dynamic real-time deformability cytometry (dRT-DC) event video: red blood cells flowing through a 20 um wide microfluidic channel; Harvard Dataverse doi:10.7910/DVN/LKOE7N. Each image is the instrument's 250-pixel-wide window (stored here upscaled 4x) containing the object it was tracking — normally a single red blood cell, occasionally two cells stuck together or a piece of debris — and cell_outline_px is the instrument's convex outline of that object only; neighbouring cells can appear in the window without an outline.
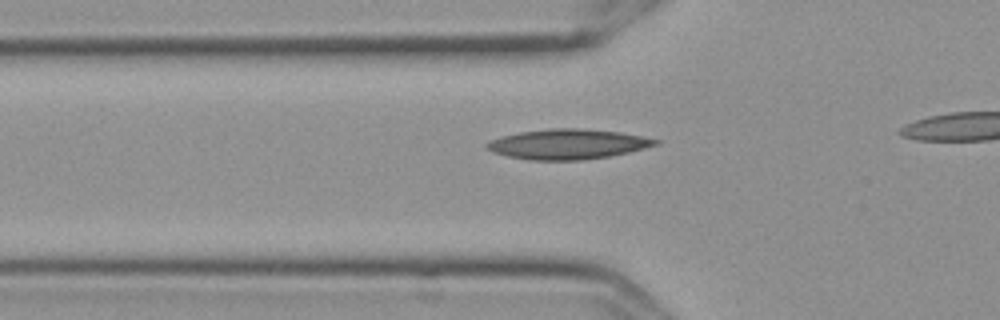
{"species": "Egyptian fruit bat (a non-hibernating species)", "species_latin": "Rousettus aegyptiacus", "temperature_condition": "cold", "stored_images_in_passage": 28, "camera_frame_rate_fps": 3000, "um_per_image_px": 0.085, "frame": {"image": 1, "passage_image": 15, "time_ms": 4.667, "image_size_px": [1000, 320], "cell_outline_px": [[660, 144], [628, 152], [608, 156], [584, 160], [532, 160], [508, 156], [492, 152], [484, 144], [488, 140], [500, 136], [520, 132], [548, 128], [580, 128], [620, 132], [660, 140]], "centroid_in_image_um": [48.23, 12.24], "position_along_channel_um": 77.6, "area_um2": 29.54}}
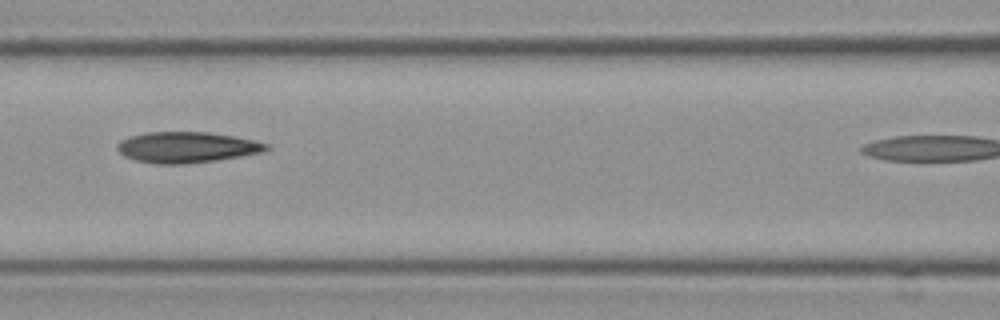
{"frame": {"image": 2, "passage_image": 21, "time_ms": 6.667, "image_size_px": [1000, 320], "cell_outline_px": [[272, 148], [260, 152], [240, 156], [216, 160], [184, 164], [160, 164], [136, 160], [124, 156], [116, 148], [116, 144], [120, 140], [128, 136], [148, 132], [208, 132], [232, 136], [252, 140], [268, 144]], "centroid_in_image_um": [15.83, 12.51], "position_along_channel_um": 150.8, "area_um2": 26.65}}
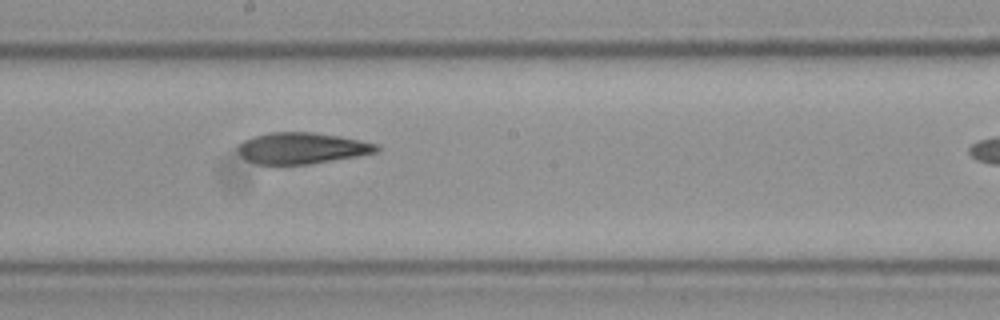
{"frame": {"image": 3, "passage_image": 27, "time_ms": 8.667, "image_size_px": [1000, 320], "cell_outline_px": [[380, 152], [308, 164], [256, 164], [240, 156], [236, 148], [244, 140], [252, 136], [268, 132], [312, 132], [340, 136], [360, 140], [376, 144], [380, 148]], "centroid_in_image_um": [25.64, 12.58], "position_along_channel_um": 222.6, "area_um2": 25.26}}